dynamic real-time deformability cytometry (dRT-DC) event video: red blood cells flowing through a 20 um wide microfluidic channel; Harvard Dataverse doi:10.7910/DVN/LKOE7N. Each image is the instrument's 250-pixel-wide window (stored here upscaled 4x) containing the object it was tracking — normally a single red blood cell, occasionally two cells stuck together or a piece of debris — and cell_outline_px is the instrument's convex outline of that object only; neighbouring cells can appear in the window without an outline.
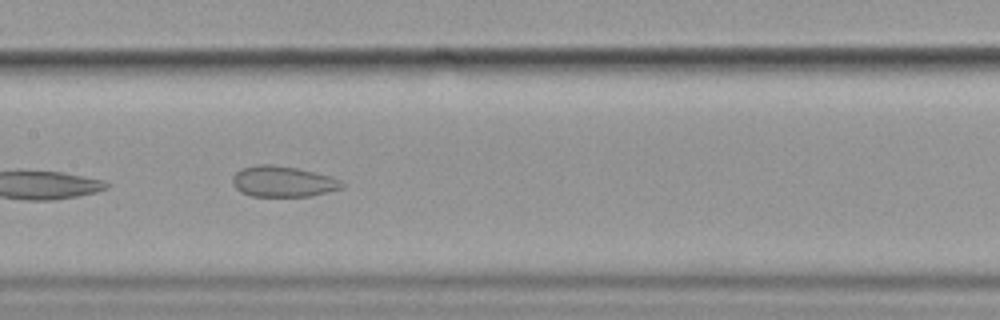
{"species": "common noctule bat (a hibernating species)", "species_latin": "Nyctalus noctula", "temperature_condition": "cold", "stored_images_in_passage": 8, "camera_frame_rate_fps": 3000, "um_per_image_px": 0.085, "animal": {"sex": "female", "body_mass_g": 19.9}, "frame": {"image": 1, "passage_image": 5, "time_ms": 4.667, "image_size_px": [1000, 320], "cell_outline_px": [[344, 188], [328, 192], [308, 196], [252, 196], [240, 192], [232, 184], [232, 176], [236, 172], [244, 168], [256, 164], [268, 164], [296, 168], [332, 176], [340, 180], [344, 184]], "centroid_in_image_um": [24.05, 15.43], "position_along_channel_um": 183.3, "area_um2": 19.65}}
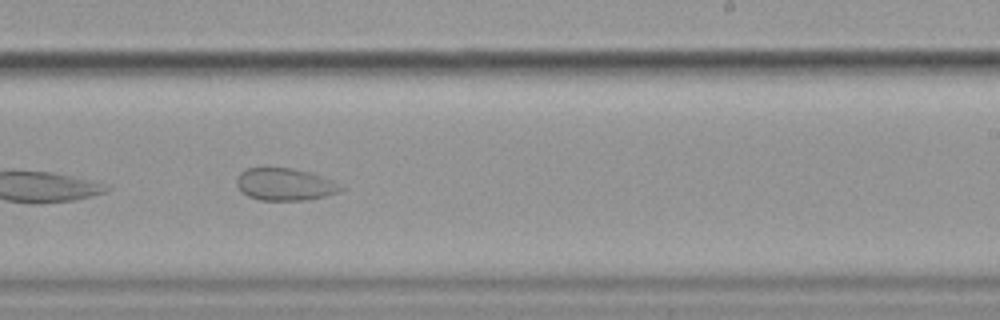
{"frame": {"image": 2, "passage_image": 7, "time_ms": 7.0, "image_size_px": [1000, 320], "cell_outline_px": [[344, 188], [340, 192], [308, 200], [260, 200], [248, 196], [236, 184], [236, 176], [240, 172], [248, 168], [292, 168], [308, 172], [332, 180]], "centroid_in_image_um": [24.2, 15.67], "position_along_channel_um": 264.8, "area_um2": 19.42}}